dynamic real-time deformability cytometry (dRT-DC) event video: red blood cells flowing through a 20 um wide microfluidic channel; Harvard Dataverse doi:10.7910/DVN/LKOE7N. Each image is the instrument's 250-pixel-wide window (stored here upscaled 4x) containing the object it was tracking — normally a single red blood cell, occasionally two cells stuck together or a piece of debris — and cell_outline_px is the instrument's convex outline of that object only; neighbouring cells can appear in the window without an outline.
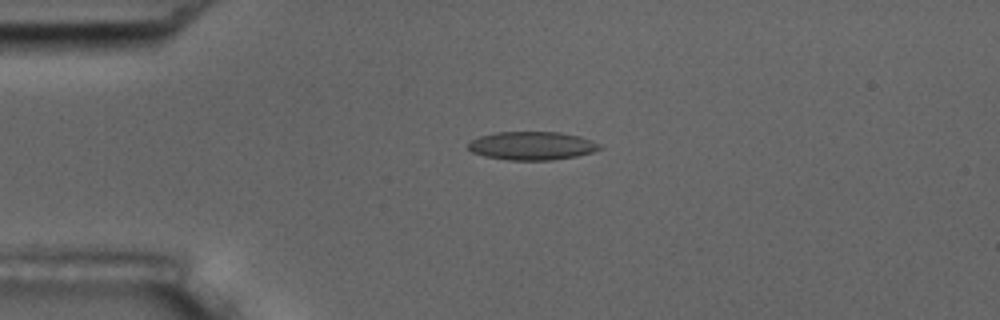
{"species": "common noctule bat (a hibernating species)", "species_latin": "Nyctalus noctula", "temperature_condition": "room temperature", "stored_images_in_passage": 6, "camera_frame_rate_fps": 3000, "um_per_image_px": 0.085, "animal": {"sex": "male", "body_mass_g": 17.5, "forearm_length_mm": 52.3}, "frame": {"image": 1, "passage_image": 4, "time_ms": 3.333, "image_size_px": [1000, 320], "cell_outline_px": [[604, 148], [592, 152], [576, 156], [548, 160], [508, 160], [484, 156], [472, 152], [468, 148], [468, 144], [472, 140], [480, 136], [492, 132], [560, 132], [580, 136], [592, 140], [600, 144]], "centroid_in_image_um": [45.23, 12.38], "position_along_channel_um": 39.8, "area_um2": 21.79}}